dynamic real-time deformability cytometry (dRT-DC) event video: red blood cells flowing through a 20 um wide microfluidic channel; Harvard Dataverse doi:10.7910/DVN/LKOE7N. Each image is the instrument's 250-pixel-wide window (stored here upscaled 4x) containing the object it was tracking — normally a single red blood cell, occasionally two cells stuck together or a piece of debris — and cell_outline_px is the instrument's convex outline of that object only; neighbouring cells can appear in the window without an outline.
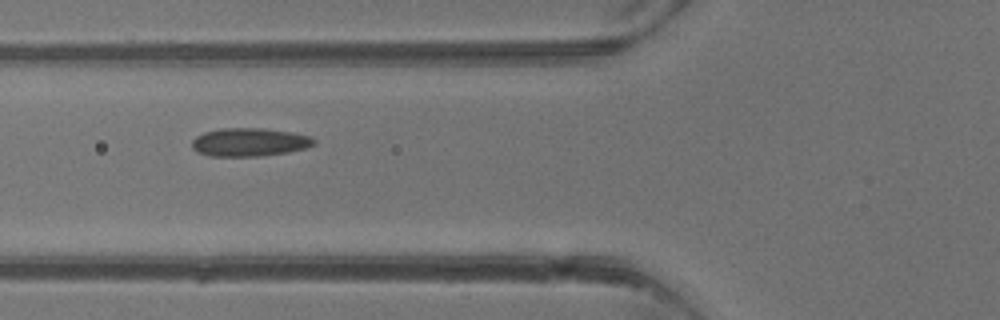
{"species": "common noctule bat (a hibernating species)", "species_latin": "Nyctalus noctula", "temperature_condition": "warm", "stored_images_in_passage": 5, "camera_frame_rate_fps": 3000, "um_per_image_px": 0.085, "animal": {"sex": "male", "body_mass_g": 13.3}, "frame": {"image": 1, "passage_image": 4, "time_ms": 4.333, "image_size_px": [1000, 320], "cell_outline_px": [[316, 144], [308, 148], [288, 152], [260, 156], [208, 156], [196, 152], [192, 148], [192, 140], [196, 136], [204, 132], [220, 128], [264, 128], [292, 132], [312, 136], [316, 140]], "centroid_in_image_um": [21.22, 12.08], "position_along_channel_um": 104.6, "area_um2": 20.46}}
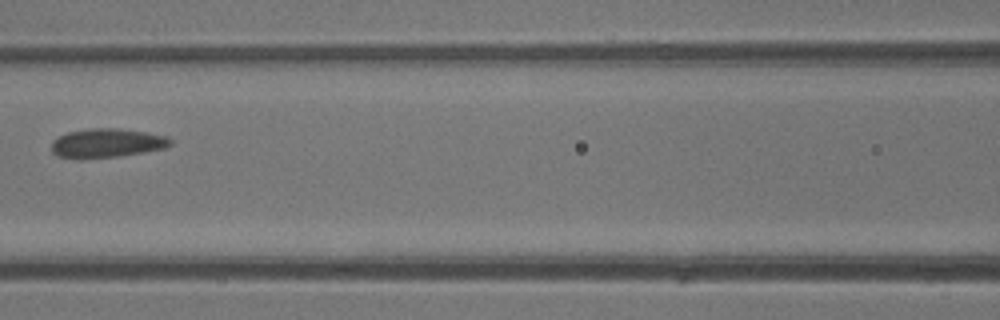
{"frame": {"image": 2, "passage_image": 5, "time_ms": 5.333, "image_size_px": [1000, 320], "cell_outline_px": [[172, 144], [164, 148], [144, 152], [120, 156], [80, 160], [76, 160], [56, 156], [52, 152], [52, 140], [68, 132], [92, 128], [120, 128], [168, 136], [172, 140]], "centroid_in_image_um": [9.05, 12.18], "position_along_channel_um": 157.5, "area_um2": 20.46}}